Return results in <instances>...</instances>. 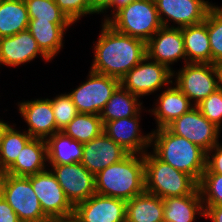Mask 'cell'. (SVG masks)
<instances>
[{
    "mask_svg": "<svg viewBox=\"0 0 222 222\" xmlns=\"http://www.w3.org/2000/svg\"><path fill=\"white\" fill-rule=\"evenodd\" d=\"M91 71L121 79L146 56V43L102 23Z\"/></svg>",
    "mask_w": 222,
    "mask_h": 222,
    "instance_id": "cell-1",
    "label": "cell"
},
{
    "mask_svg": "<svg viewBox=\"0 0 222 222\" xmlns=\"http://www.w3.org/2000/svg\"><path fill=\"white\" fill-rule=\"evenodd\" d=\"M96 194L125 201L145 191L144 154H128L95 175Z\"/></svg>",
    "mask_w": 222,
    "mask_h": 222,
    "instance_id": "cell-2",
    "label": "cell"
},
{
    "mask_svg": "<svg viewBox=\"0 0 222 222\" xmlns=\"http://www.w3.org/2000/svg\"><path fill=\"white\" fill-rule=\"evenodd\" d=\"M152 144L153 153L160 160L200 182L206 169V152L203 149L188 139L171 133L166 127L151 133Z\"/></svg>",
    "mask_w": 222,
    "mask_h": 222,
    "instance_id": "cell-3",
    "label": "cell"
},
{
    "mask_svg": "<svg viewBox=\"0 0 222 222\" xmlns=\"http://www.w3.org/2000/svg\"><path fill=\"white\" fill-rule=\"evenodd\" d=\"M145 191L162 199L193 194L198 182L190 175L176 170L154 153H144Z\"/></svg>",
    "mask_w": 222,
    "mask_h": 222,
    "instance_id": "cell-4",
    "label": "cell"
},
{
    "mask_svg": "<svg viewBox=\"0 0 222 222\" xmlns=\"http://www.w3.org/2000/svg\"><path fill=\"white\" fill-rule=\"evenodd\" d=\"M104 19L119 33L145 43L162 27L154 0H134Z\"/></svg>",
    "mask_w": 222,
    "mask_h": 222,
    "instance_id": "cell-5",
    "label": "cell"
},
{
    "mask_svg": "<svg viewBox=\"0 0 222 222\" xmlns=\"http://www.w3.org/2000/svg\"><path fill=\"white\" fill-rule=\"evenodd\" d=\"M0 195L12 207L20 221H36L47 218L32 189L29 176L1 173Z\"/></svg>",
    "mask_w": 222,
    "mask_h": 222,
    "instance_id": "cell-6",
    "label": "cell"
},
{
    "mask_svg": "<svg viewBox=\"0 0 222 222\" xmlns=\"http://www.w3.org/2000/svg\"><path fill=\"white\" fill-rule=\"evenodd\" d=\"M175 85L197 106L221 87L219 65L210 63H186L178 71Z\"/></svg>",
    "mask_w": 222,
    "mask_h": 222,
    "instance_id": "cell-7",
    "label": "cell"
},
{
    "mask_svg": "<svg viewBox=\"0 0 222 222\" xmlns=\"http://www.w3.org/2000/svg\"><path fill=\"white\" fill-rule=\"evenodd\" d=\"M88 81L69 93L79 113L99 115L120 86V80L90 70Z\"/></svg>",
    "mask_w": 222,
    "mask_h": 222,
    "instance_id": "cell-8",
    "label": "cell"
},
{
    "mask_svg": "<svg viewBox=\"0 0 222 222\" xmlns=\"http://www.w3.org/2000/svg\"><path fill=\"white\" fill-rule=\"evenodd\" d=\"M172 78L173 70L145 56L120 79V85L132 94L141 97L161 89L164 85L172 84L170 80Z\"/></svg>",
    "mask_w": 222,
    "mask_h": 222,
    "instance_id": "cell-9",
    "label": "cell"
},
{
    "mask_svg": "<svg viewBox=\"0 0 222 222\" xmlns=\"http://www.w3.org/2000/svg\"><path fill=\"white\" fill-rule=\"evenodd\" d=\"M166 128L171 133L188 139L206 153L219 143L217 139L220 129L202 115L196 106L173 120Z\"/></svg>",
    "mask_w": 222,
    "mask_h": 222,
    "instance_id": "cell-10",
    "label": "cell"
},
{
    "mask_svg": "<svg viewBox=\"0 0 222 222\" xmlns=\"http://www.w3.org/2000/svg\"><path fill=\"white\" fill-rule=\"evenodd\" d=\"M29 180L47 217H63L74 214V206L66 198L51 170L31 175Z\"/></svg>",
    "mask_w": 222,
    "mask_h": 222,
    "instance_id": "cell-11",
    "label": "cell"
},
{
    "mask_svg": "<svg viewBox=\"0 0 222 222\" xmlns=\"http://www.w3.org/2000/svg\"><path fill=\"white\" fill-rule=\"evenodd\" d=\"M51 166L52 173L73 206L96 194L95 175L80 162Z\"/></svg>",
    "mask_w": 222,
    "mask_h": 222,
    "instance_id": "cell-12",
    "label": "cell"
},
{
    "mask_svg": "<svg viewBox=\"0 0 222 222\" xmlns=\"http://www.w3.org/2000/svg\"><path fill=\"white\" fill-rule=\"evenodd\" d=\"M158 16L163 27L169 26L168 22L178 24L177 28L197 25L204 22L207 12L212 4L205 0H154ZM164 15V17H163Z\"/></svg>",
    "mask_w": 222,
    "mask_h": 222,
    "instance_id": "cell-13",
    "label": "cell"
},
{
    "mask_svg": "<svg viewBox=\"0 0 222 222\" xmlns=\"http://www.w3.org/2000/svg\"><path fill=\"white\" fill-rule=\"evenodd\" d=\"M146 56L171 69L179 59L186 61L182 28L161 27L147 42Z\"/></svg>",
    "mask_w": 222,
    "mask_h": 222,
    "instance_id": "cell-14",
    "label": "cell"
},
{
    "mask_svg": "<svg viewBox=\"0 0 222 222\" xmlns=\"http://www.w3.org/2000/svg\"><path fill=\"white\" fill-rule=\"evenodd\" d=\"M127 201L93 194L74 206L79 222H126Z\"/></svg>",
    "mask_w": 222,
    "mask_h": 222,
    "instance_id": "cell-15",
    "label": "cell"
},
{
    "mask_svg": "<svg viewBox=\"0 0 222 222\" xmlns=\"http://www.w3.org/2000/svg\"><path fill=\"white\" fill-rule=\"evenodd\" d=\"M139 118L140 113L134 117L106 122L103 124V132L129 154H144L146 148L151 146V133L141 135Z\"/></svg>",
    "mask_w": 222,
    "mask_h": 222,
    "instance_id": "cell-16",
    "label": "cell"
},
{
    "mask_svg": "<svg viewBox=\"0 0 222 222\" xmlns=\"http://www.w3.org/2000/svg\"><path fill=\"white\" fill-rule=\"evenodd\" d=\"M129 153L102 132L98 137L83 144L81 164L96 175L101 170L120 162Z\"/></svg>",
    "mask_w": 222,
    "mask_h": 222,
    "instance_id": "cell-17",
    "label": "cell"
},
{
    "mask_svg": "<svg viewBox=\"0 0 222 222\" xmlns=\"http://www.w3.org/2000/svg\"><path fill=\"white\" fill-rule=\"evenodd\" d=\"M37 55H41L47 62L50 61L28 29L0 38V65L16 67L32 61Z\"/></svg>",
    "mask_w": 222,
    "mask_h": 222,
    "instance_id": "cell-18",
    "label": "cell"
},
{
    "mask_svg": "<svg viewBox=\"0 0 222 222\" xmlns=\"http://www.w3.org/2000/svg\"><path fill=\"white\" fill-rule=\"evenodd\" d=\"M19 113L29 126L32 138L47 140L56 133V122L50 99H37L18 103Z\"/></svg>",
    "mask_w": 222,
    "mask_h": 222,
    "instance_id": "cell-19",
    "label": "cell"
},
{
    "mask_svg": "<svg viewBox=\"0 0 222 222\" xmlns=\"http://www.w3.org/2000/svg\"><path fill=\"white\" fill-rule=\"evenodd\" d=\"M46 161H48L46 140L31 138L15 162L4 173L28 177L45 171Z\"/></svg>",
    "mask_w": 222,
    "mask_h": 222,
    "instance_id": "cell-20",
    "label": "cell"
},
{
    "mask_svg": "<svg viewBox=\"0 0 222 222\" xmlns=\"http://www.w3.org/2000/svg\"><path fill=\"white\" fill-rule=\"evenodd\" d=\"M193 107L195 106L177 86H171L162 92L156 107L151 112L156 118L158 129L166 127L176 118L189 112Z\"/></svg>",
    "mask_w": 222,
    "mask_h": 222,
    "instance_id": "cell-21",
    "label": "cell"
},
{
    "mask_svg": "<svg viewBox=\"0 0 222 222\" xmlns=\"http://www.w3.org/2000/svg\"><path fill=\"white\" fill-rule=\"evenodd\" d=\"M164 222H193L196 214L204 217L205 209L199 188L190 195L163 199Z\"/></svg>",
    "mask_w": 222,
    "mask_h": 222,
    "instance_id": "cell-22",
    "label": "cell"
},
{
    "mask_svg": "<svg viewBox=\"0 0 222 222\" xmlns=\"http://www.w3.org/2000/svg\"><path fill=\"white\" fill-rule=\"evenodd\" d=\"M72 24L29 21L28 30L35 38L41 51L51 60L63 47L64 31Z\"/></svg>",
    "mask_w": 222,
    "mask_h": 222,
    "instance_id": "cell-23",
    "label": "cell"
},
{
    "mask_svg": "<svg viewBox=\"0 0 222 222\" xmlns=\"http://www.w3.org/2000/svg\"><path fill=\"white\" fill-rule=\"evenodd\" d=\"M187 63H210L212 54L207 32V15L204 22L182 28Z\"/></svg>",
    "mask_w": 222,
    "mask_h": 222,
    "instance_id": "cell-24",
    "label": "cell"
},
{
    "mask_svg": "<svg viewBox=\"0 0 222 222\" xmlns=\"http://www.w3.org/2000/svg\"><path fill=\"white\" fill-rule=\"evenodd\" d=\"M163 199L144 191L126 203V222H164Z\"/></svg>",
    "mask_w": 222,
    "mask_h": 222,
    "instance_id": "cell-25",
    "label": "cell"
},
{
    "mask_svg": "<svg viewBox=\"0 0 222 222\" xmlns=\"http://www.w3.org/2000/svg\"><path fill=\"white\" fill-rule=\"evenodd\" d=\"M50 165L79 163L83 156V143L73 140L62 131L46 140Z\"/></svg>",
    "mask_w": 222,
    "mask_h": 222,
    "instance_id": "cell-26",
    "label": "cell"
},
{
    "mask_svg": "<svg viewBox=\"0 0 222 222\" xmlns=\"http://www.w3.org/2000/svg\"><path fill=\"white\" fill-rule=\"evenodd\" d=\"M138 98L120 85L99 114L102 124L141 113L142 102Z\"/></svg>",
    "mask_w": 222,
    "mask_h": 222,
    "instance_id": "cell-27",
    "label": "cell"
},
{
    "mask_svg": "<svg viewBox=\"0 0 222 222\" xmlns=\"http://www.w3.org/2000/svg\"><path fill=\"white\" fill-rule=\"evenodd\" d=\"M29 16L24 0H0V38L28 29Z\"/></svg>",
    "mask_w": 222,
    "mask_h": 222,
    "instance_id": "cell-28",
    "label": "cell"
},
{
    "mask_svg": "<svg viewBox=\"0 0 222 222\" xmlns=\"http://www.w3.org/2000/svg\"><path fill=\"white\" fill-rule=\"evenodd\" d=\"M32 137L25 131L20 132L9 124L0 137V172L4 173L17 159L22 148Z\"/></svg>",
    "mask_w": 222,
    "mask_h": 222,
    "instance_id": "cell-29",
    "label": "cell"
},
{
    "mask_svg": "<svg viewBox=\"0 0 222 222\" xmlns=\"http://www.w3.org/2000/svg\"><path fill=\"white\" fill-rule=\"evenodd\" d=\"M62 132L81 143H86L98 137L103 132V124L99 115L78 113Z\"/></svg>",
    "mask_w": 222,
    "mask_h": 222,
    "instance_id": "cell-30",
    "label": "cell"
},
{
    "mask_svg": "<svg viewBox=\"0 0 222 222\" xmlns=\"http://www.w3.org/2000/svg\"><path fill=\"white\" fill-rule=\"evenodd\" d=\"M24 2L27 7L29 21L72 23L54 0H24Z\"/></svg>",
    "mask_w": 222,
    "mask_h": 222,
    "instance_id": "cell-31",
    "label": "cell"
},
{
    "mask_svg": "<svg viewBox=\"0 0 222 222\" xmlns=\"http://www.w3.org/2000/svg\"><path fill=\"white\" fill-rule=\"evenodd\" d=\"M207 32L212 54V64L222 63V8L212 5L207 12Z\"/></svg>",
    "mask_w": 222,
    "mask_h": 222,
    "instance_id": "cell-32",
    "label": "cell"
},
{
    "mask_svg": "<svg viewBox=\"0 0 222 222\" xmlns=\"http://www.w3.org/2000/svg\"><path fill=\"white\" fill-rule=\"evenodd\" d=\"M198 188L203 205H222V175L203 173Z\"/></svg>",
    "mask_w": 222,
    "mask_h": 222,
    "instance_id": "cell-33",
    "label": "cell"
},
{
    "mask_svg": "<svg viewBox=\"0 0 222 222\" xmlns=\"http://www.w3.org/2000/svg\"><path fill=\"white\" fill-rule=\"evenodd\" d=\"M51 100L56 122V132L62 129L79 113L69 94H60Z\"/></svg>",
    "mask_w": 222,
    "mask_h": 222,
    "instance_id": "cell-34",
    "label": "cell"
},
{
    "mask_svg": "<svg viewBox=\"0 0 222 222\" xmlns=\"http://www.w3.org/2000/svg\"><path fill=\"white\" fill-rule=\"evenodd\" d=\"M202 115L221 130L222 86L196 106Z\"/></svg>",
    "mask_w": 222,
    "mask_h": 222,
    "instance_id": "cell-35",
    "label": "cell"
},
{
    "mask_svg": "<svg viewBox=\"0 0 222 222\" xmlns=\"http://www.w3.org/2000/svg\"><path fill=\"white\" fill-rule=\"evenodd\" d=\"M67 18L75 23L81 16L92 14L90 0H54Z\"/></svg>",
    "mask_w": 222,
    "mask_h": 222,
    "instance_id": "cell-36",
    "label": "cell"
},
{
    "mask_svg": "<svg viewBox=\"0 0 222 222\" xmlns=\"http://www.w3.org/2000/svg\"><path fill=\"white\" fill-rule=\"evenodd\" d=\"M212 152H215L214 154ZM212 153L211 156H209ZM203 173H216L222 175V145L216 144L206 153V169Z\"/></svg>",
    "mask_w": 222,
    "mask_h": 222,
    "instance_id": "cell-37",
    "label": "cell"
},
{
    "mask_svg": "<svg viewBox=\"0 0 222 222\" xmlns=\"http://www.w3.org/2000/svg\"><path fill=\"white\" fill-rule=\"evenodd\" d=\"M134 0H90L92 6V14L94 13H104L106 10L113 8L111 10L112 14H114L120 8L128 5ZM109 8V9H108Z\"/></svg>",
    "mask_w": 222,
    "mask_h": 222,
    "instance_id": "cell-38",
    "label": "cell"
},
{
    "mask_svg": "<svg viewBox=\"0 0 222 222\" xmlns=\"http://www.w3.org/2000/svg\"><path fill=\"white\" fill-rule=\"evenodd\" d=\"M0 222H20L17 214L7 201L0 195Z\"/></svg>",
    "mask_w": 222,
    "mask_h": 222,
    "instance_id": "cell-39",
    "label": "cell"
},
{
    "mask_svg": "<svg viewBox=\"0 0 222 222\" xmlns=\"http://www.w3.org/2000/svg\"><path fill=\"white\" fill-rule=\"evenodd\" d=\"M204 217L211 219L212 222H222V205H205Z\"/></svg>",
    "mask_w": 222,
    "mask_h": 222,
    "instance_id": "cell-40",
    "label": "cell"
},
{
    "mask_svg": "<svg viewBox=\"0 0 222 222\" xmlns=\"http://www.w3.org/2000/svg\"><path fill=\"white\" fill-rule=\"evenodd\" d=\"M45 222H79V220L72 214L63 217H47Z\"/></svg>",
    "mask_w": 222,
    "mask_h": 222,
    "instance_id": "cell-41",
    "label": "cell"
},
{
    "mask_svg": "<svg viewBox=\"0 0 222 222\" xmlns=\"http://www.w3.org/2000/svg\"><path fill=\"white\" fill-rule=\"evenodd\" d=\"M8 123H5L4 121L0 120V137H1V133L3 131V129L6 127Z\"/></svg>",
    "mask_w": 222,
    "mask_h": 222,
    "instance_id": "cell-42",
    "label": "cell"
},
{
    "mask_svg": "<svg viewBox=\"0 0 222 222\" xmlns=\"http://www.w3.org/2000/svg\"><path fill=\"white\" fill-rule=\"evenodd\" d=\"M45 221H46V218L36 220V221H20V222H45Z\"/></svg>",
    "mask_w": 222,
    "mask_h": 222,
    "instance_id": "cell-43",
    "label": "cell"
},
{
    "mask_svg": "<svg viewBox=\"0 0 222 222\" xmlns=\"http://www.w3.org/2000/svg\"><path fill=\"white\" fill-rule=\"evenodd\" d=\"M220 72H221V86H222V63L219 65Z\"/></svg>",
    "mask_w": 222,
    "mask_h": 222,
    "instance_id": "cell-44",
    "label": "cell"
}]
</instances>
